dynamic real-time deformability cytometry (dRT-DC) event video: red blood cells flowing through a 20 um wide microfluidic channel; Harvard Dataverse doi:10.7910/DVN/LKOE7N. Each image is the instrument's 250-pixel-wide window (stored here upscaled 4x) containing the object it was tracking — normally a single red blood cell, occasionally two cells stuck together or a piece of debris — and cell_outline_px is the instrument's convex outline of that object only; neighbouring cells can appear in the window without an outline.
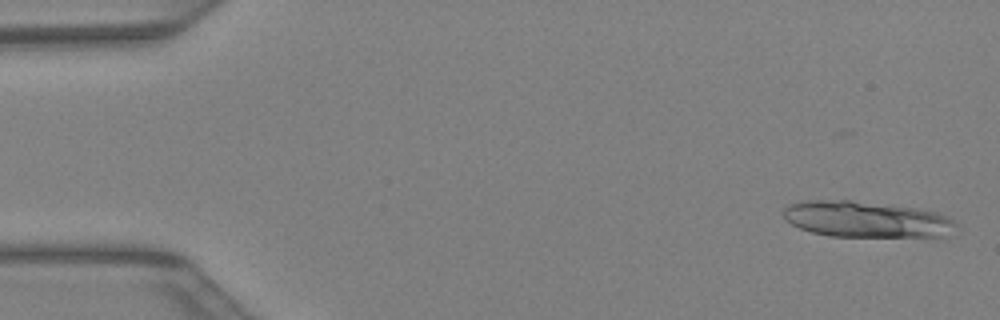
{"species": "Egyptian fruit bat (a non-hibernating species)", "species_latin": "Rousettus aegyptiacus", "temperature_condition": "warm", "stored_images_in_passage": 40, "segment_of_instrument_passage": [1, 2], "camera_frame_rate_fps": 3000, "um_per_image_px": 0.085, "animal": {"sex": "female"}, "frame": {"image": 1, "passage_image": 1, "time_ms": 0.0, "image_size_px": [1000, 320], "cell_outline_px": [[956, 224], [940, 236], [828, 236], [812, 232], [800, 228], [784, 220], [784, 208], [788, 204], [800, 200], [852, 200], [916, 208], [940, 212], [948, 216]], "centroid_in_image_um": [73.54, 18.62], "position_along_channel_um": 11.5, "area_um2": 36.01}}